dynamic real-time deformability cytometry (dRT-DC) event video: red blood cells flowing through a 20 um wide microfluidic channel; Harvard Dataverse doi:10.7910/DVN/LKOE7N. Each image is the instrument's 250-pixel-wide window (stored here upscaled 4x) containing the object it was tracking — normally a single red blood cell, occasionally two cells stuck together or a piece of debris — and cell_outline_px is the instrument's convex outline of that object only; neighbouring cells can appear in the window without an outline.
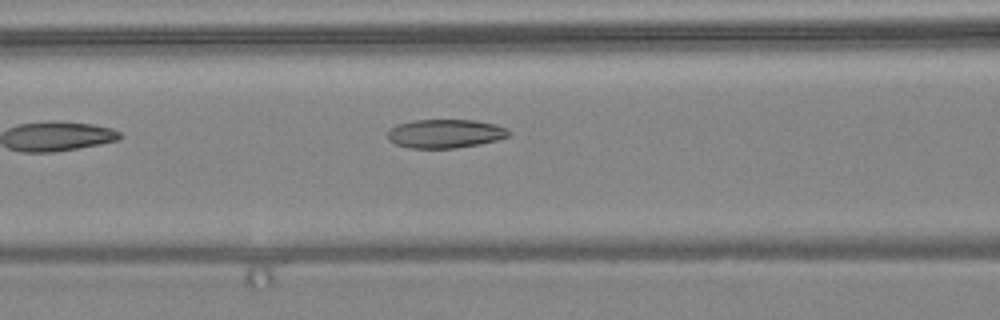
{"species": "common noctule bat (a hibernating species)", "species_latin": "Nyctalus noctula", "temperature_condition": "warm", "stored_images_in_passage": 6, "camera_frame_rate_fps": 3000, "um_per_image_px": 0.085, "animal": {"sex": "female", "body_mass_g": 24.6, "forearm_length_mm": 56.2}, "frame": {"image": 1, "passage_image": 6, "time_ms": 6.0, "image_size_px": [1000, 320], "cell_outline_px": [[512, 132], [508, 136], [496, 140], [480, 144], [456, 148], [408, 148], [396, 144], [388, 140], [388, 132], [396, 124], [416, 120], [476, 120], [496, 124], [508, 128]], "centroid_in_image_um": [37.87, 11.35], "position_along_channel_um": 128.7, "area_um2": 20.4}}